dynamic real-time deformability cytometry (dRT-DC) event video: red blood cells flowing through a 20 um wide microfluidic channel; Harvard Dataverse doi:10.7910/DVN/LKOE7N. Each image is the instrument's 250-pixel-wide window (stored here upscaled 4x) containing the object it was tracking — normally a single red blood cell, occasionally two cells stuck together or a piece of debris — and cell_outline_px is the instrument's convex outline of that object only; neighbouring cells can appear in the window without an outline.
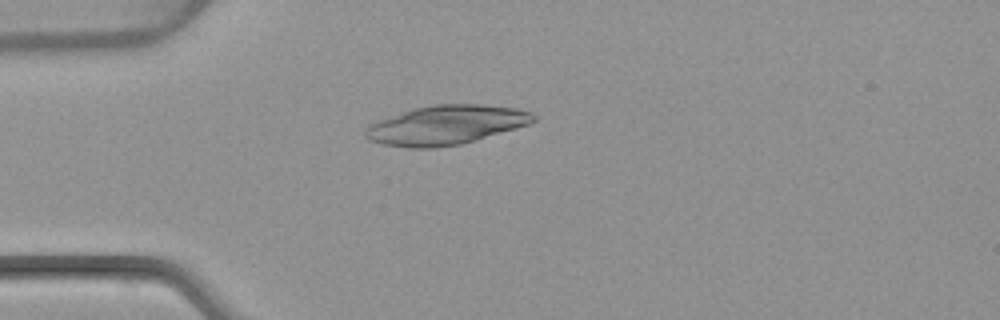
{"species": "common noctule bat (a hibernating species)", "species_latin": "Nyctalus noctula", "temperature_condition": "warm", "stored_images_in_passage": 4, "camera_frame_rate_fps": 3000, "um_per_image_px": 0.085, "animal": {"sex": "female", "body_mass_g": 22.7, "forearm_length_mm": 54.2}, "frame": {"image": 1, "passage_image": 4, "time_ms": 3.667, "image_size_px": [1000, 320], "cell_outline_px": [[536, 120], [528, 124], [516, 128], [460, 144], [436, 148], [408, 148], [380, 144], [368, 140], [364, 136], [364, 132], [368, 124], [412, 108], [436, 104], [480, 104], [516, 108], [532, 112], [536, 116]], "centroid_in_image_um": [37.86, 10.63], "position_along_channel_um": 47.1, "area_um2": 38.49}}